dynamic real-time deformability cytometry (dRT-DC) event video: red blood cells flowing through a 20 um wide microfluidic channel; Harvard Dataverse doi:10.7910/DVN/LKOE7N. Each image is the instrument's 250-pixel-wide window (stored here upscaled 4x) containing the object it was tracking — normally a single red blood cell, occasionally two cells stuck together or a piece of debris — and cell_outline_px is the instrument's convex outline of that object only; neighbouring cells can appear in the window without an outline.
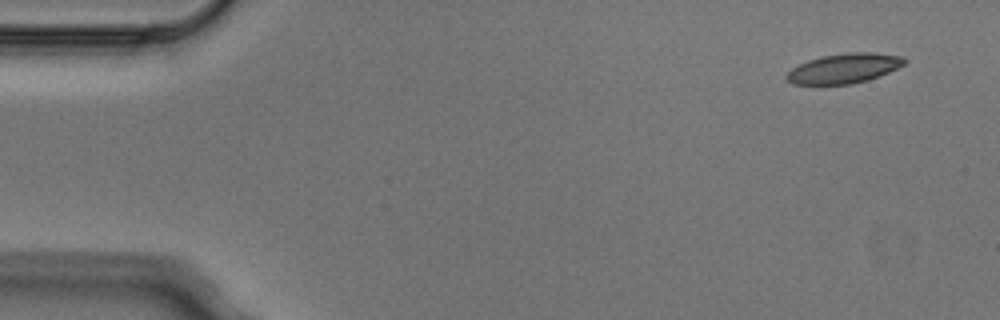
{"species": "Egyptian fruit bat (a non-hibernating species)", "species_latin": "Rousettus aegyptiacus", "temperature_condition": "cold", "stored_images_in_passage": 3, "camera_frame_rate_fps": 3000, "um_per_image_px": 0.085, "animal": {"sex": "male"}, "frame": {"image": 1, "passage_image": 1, "time_ms": 0.0, "image_size_px": [1000, 320], "cell_outline_px": [[908, 60], [904, 64], [888, 72], [868, 80], [852, 84], [792, 84], [784, 76], [792, 68], [808, 60], [820, 56], [848, 52], [872, 52], [904, 56]], "centroid_in_image_um": [71.76, 5.8], "position_along_channel_um": 13.2, "area_um2": 20.46}}